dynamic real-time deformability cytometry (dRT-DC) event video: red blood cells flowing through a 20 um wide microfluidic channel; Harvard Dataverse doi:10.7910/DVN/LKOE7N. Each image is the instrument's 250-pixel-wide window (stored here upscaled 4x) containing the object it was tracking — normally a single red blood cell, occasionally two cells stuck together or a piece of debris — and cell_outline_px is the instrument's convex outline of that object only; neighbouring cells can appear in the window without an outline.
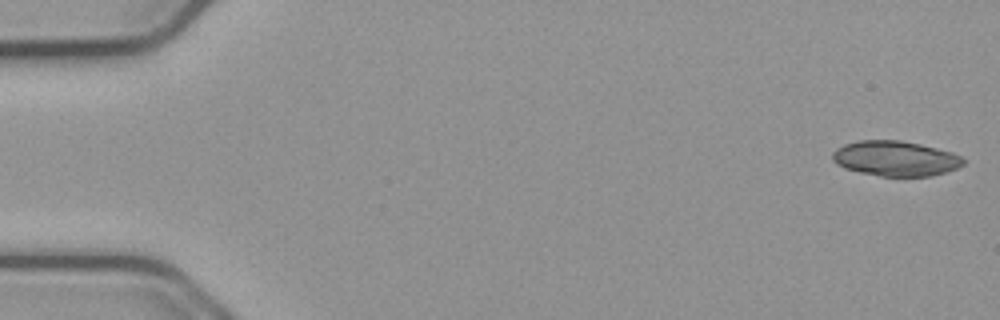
{"species": "common noctule bat (a hibernating species)", "species_latin": "Nyctalus noctula", "temperature_condition": "cold", "stored_images_in_passage": 23, "segment_of_instrument_passage": [1, 2], "camera_frame_rate_fps": 3000, "um_per_image_px": 0.085, "animal": {"sex": "male", "body_mass_g": 23.1, "forearm_length_mm": 52.7}, "frame": {"image": 1, "passage_image": 1, "time_ms": 0.0, "image_size_px": [1000, 320], "cell_outline_px": [[964, 164], [956, 168], [932, 176], [880, 176], [860, 172], [844, 168], [836, 164], [832, 160], [832, 152], [836, 148], [844, 144], [856, 140], [900, 140], [920, 144], [952, 152], [960, 156], [964, 160]], "centroid_in_image_um": [76.07, 13.46], "position_along_channel_um": 8.9, "area_um2": 26.82}}